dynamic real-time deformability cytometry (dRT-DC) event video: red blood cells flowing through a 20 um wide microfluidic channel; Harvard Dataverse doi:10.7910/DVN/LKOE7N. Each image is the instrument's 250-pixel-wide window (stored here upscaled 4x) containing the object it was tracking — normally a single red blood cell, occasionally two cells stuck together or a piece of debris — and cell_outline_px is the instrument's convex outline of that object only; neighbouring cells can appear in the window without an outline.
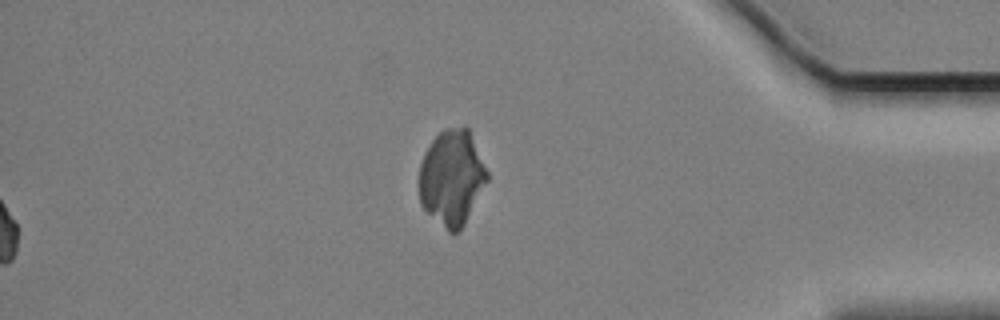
{"species": "Egyptian fruit bat (a non-hibernating species)", "species_latin": "Rousettus aegyptiacus", "temperature_condition": "cold", "stored_images_in_passage": 57, "segment_of_instrument_passage": [2, 2], "camera_frame_rate_fps": 3000, "um_per_image_px": 0.085, "animal": {"sex": "female"}, "frame": {"image": 1, "passage_image": 57, "time_ms": 18.667, "image_size_px": [1000, 320], "cell_outline_px": [[488, 180], [460, 232], [448, 232], [420, 204], [420, 164], [424, 152], [432, 140], [444, 128], [464, 124], [468, 128], [488, 172]], "centroid_in_image_um": [38.41, 15.07], "position_along_channel_um": 396.8, "area_um2": 37.74}}